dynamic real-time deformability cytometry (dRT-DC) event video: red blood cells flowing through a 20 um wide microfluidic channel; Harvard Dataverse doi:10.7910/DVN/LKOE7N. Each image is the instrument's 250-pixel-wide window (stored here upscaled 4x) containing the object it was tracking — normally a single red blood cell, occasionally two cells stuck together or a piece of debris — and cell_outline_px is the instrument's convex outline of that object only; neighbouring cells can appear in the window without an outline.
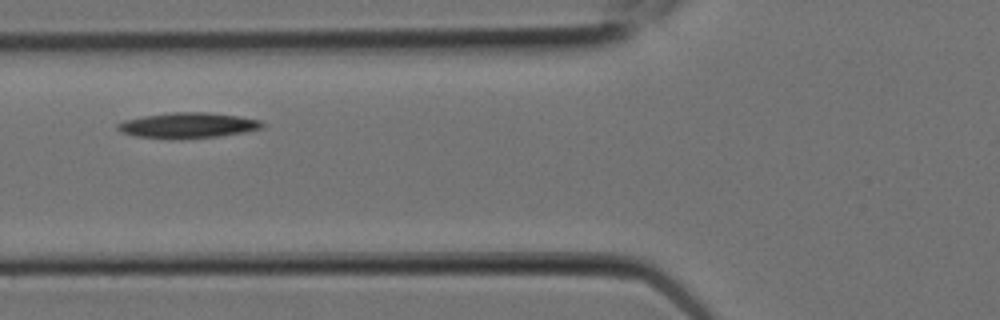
{"species": "Egyptian fruit bat (a non-hibernating species)", "species_latin": "Rousettus aegyptiacus", "temperature_condition": "room temperature", "stored_images_in_passage": 4, "camera_frame_rate_fps": 3000, "um_per_image_px": 0.085, "animal": {"sex": "female"}, "frame": {"image": 1, "passage_image": 2, "time_ms": 0.333, "image_size_px": [1000, 320], "cell_outline_px": [[264, 128], [244, 132], [220, 136], [136, 136], [120, 132], [116, 128], [116, 124], [124, 120], [144, 116], [172, 112], [208, 112], [240, 116], [260, 120], [264, 124]], "centroid_in_image_um": [16.02, 10.6], "position_along_channel_um": 109.8, "area_um2": 20.58}}
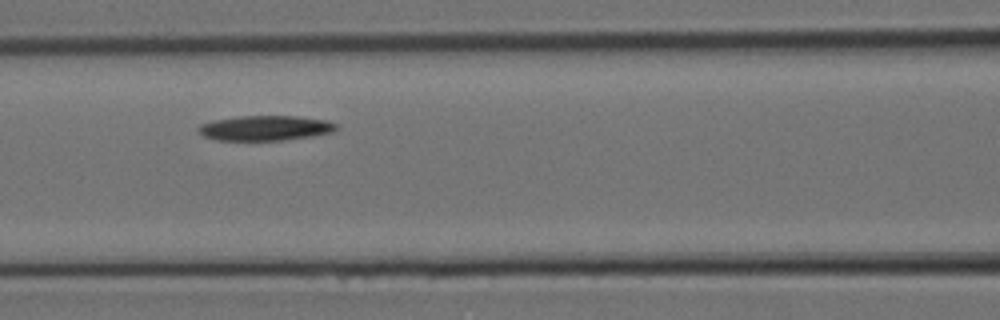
{"frame": {"image": 2, "passage_image": 3, "time_ms": 0.667, "image_size_px": [1000, 320], "cell_outline_px": [[336, 128], [332, 132], [312, 136], [280, 140], [216, 140], [204, 136], [196, 128], [200, 124], [216, 120], [240, 116], [300, 116], [328, 120], [336, 124]], "centroid_in_image_um": [22.55, 10.88], "position_along_channel_um": 144.0, "area_um2": 19.94}}
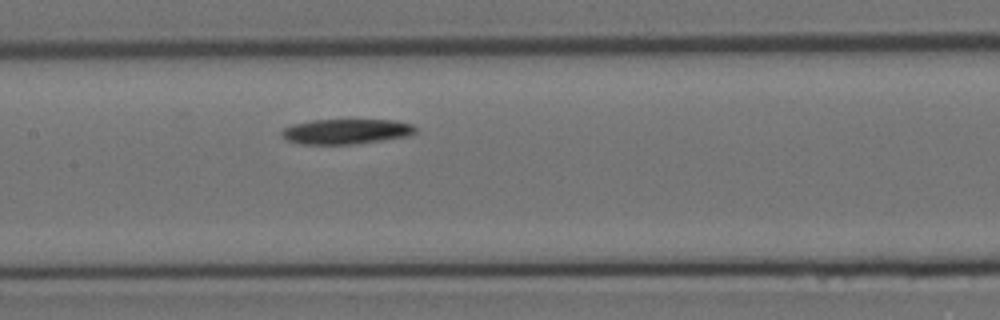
{"frame": {"image": 3, "passage_image": 4, "time_ms": 1.0, "image_size_px": [1000, 320], "cell_outline_px": [[416, 132], [412, 136], [352, 144], [300, 144], [288, 140], [280, 132], [284, 128], [292, 124], [312, 120], [396, 120], [412, 124], [416, 128]], "centroid_in_image_um": [29.46, 11.17], "position_along_channel_um": 177.9, "area_um2": 19.59}}